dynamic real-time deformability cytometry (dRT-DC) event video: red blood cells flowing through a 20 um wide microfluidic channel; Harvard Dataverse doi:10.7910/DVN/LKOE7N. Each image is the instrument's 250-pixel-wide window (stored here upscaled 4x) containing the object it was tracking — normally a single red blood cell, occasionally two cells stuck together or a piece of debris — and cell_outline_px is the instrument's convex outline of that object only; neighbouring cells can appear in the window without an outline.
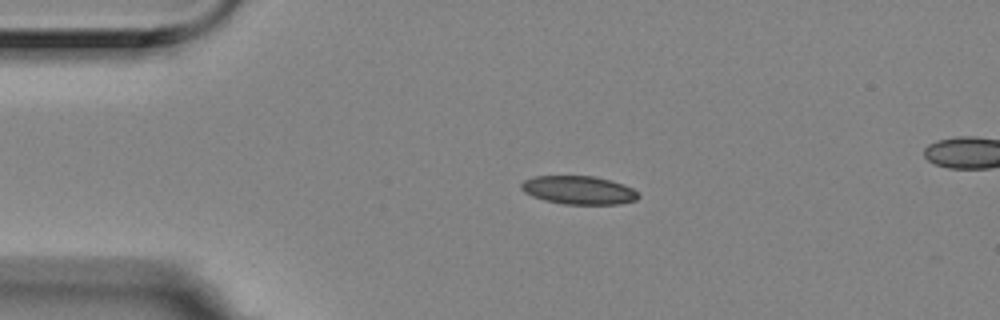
{"species": "Egyptian fruit bat (a non-hibernating species)", "species_latin": "Rousettus aegyptiacus", "temperature_condition": "room temperature", "stored_images_in_passage": 3, "segment_of_instrument_passage": [1, 2], "camera_frame_rate_fps": 3000, "um_per_image_px": 0.085, "animal": {"sex": "female"}, "frame": {"image": 1, "passage_image": 1, "time_ms": 0.0, "image_size_px": [1000, 320], "cell_outline_px": [[640, 196], [636, 200], [620, 204], [564, 204], [544, 200], [532, 196], [524, 192], [520, 188], [520, 184], [524, 180], [532, 176], [596, 176], [612, 180], [624, 184], [632, 188]], "centroid_in_image_um": [49.18, 16.15], "position_along_channel_um": 35.8, "area_um2": 19.54}}